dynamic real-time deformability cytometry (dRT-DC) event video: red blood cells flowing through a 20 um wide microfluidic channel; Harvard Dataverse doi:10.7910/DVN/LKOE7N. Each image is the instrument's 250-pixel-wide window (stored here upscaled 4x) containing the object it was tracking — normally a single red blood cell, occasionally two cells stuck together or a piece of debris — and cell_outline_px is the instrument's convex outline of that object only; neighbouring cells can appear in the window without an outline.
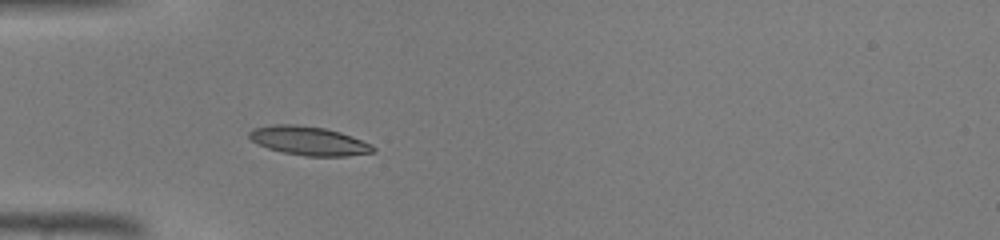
{"species": "common noctule bat (a hibernating species)", "species_latin": "Nyctalus noctula", "temperature_condition": "warm", "stored_images_in_passage": 32, "camera_frame_rate_fps": 3000, "um_per_image_px": 0.085, "animal": {"sex": "male", "body_mass_g": 19.0, "forearm_length_mm": 50.8}, "frame": {"image": 1, "passage_image": 1, "time_ms": 0.0, "image_size_px": [1000, 240], "cell_outline_px": [[376, 152], [348, 156], [308, 156], [284, 152], [268, 148], [252, 140], [248, 136], [248, 132], [252, 128], [276, 124], [296, 124], [324, 128], [340, 132], [372, 144], [376, 148]], "centroid_in_image_um": [26.27, 11.97], "position_along_channel_um": 58.7, "area_um2": 20.75}}
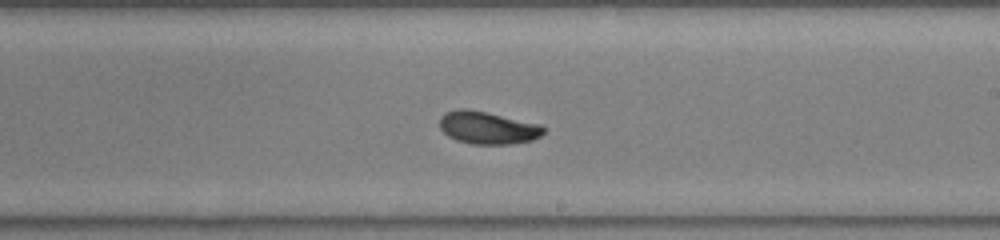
{"frame": {"image": 2, "passage_image": 14, "time_ms": 4.333, "image_size_px": [1000, 240], "cell_outline_px": [[544, 132], [540, 136], [532, 140], [512, 144], [472, 144], [456, 140], [448, 136], [440, 128], [440, 116], [444, 112], [460, 108], [464, 108], [484, 112], [540, 124], [544, 128]], "centroid_in_image_um": [41.42, 10.86], "position_along_channel_um": 247.6, "area_um2": 19.59}}
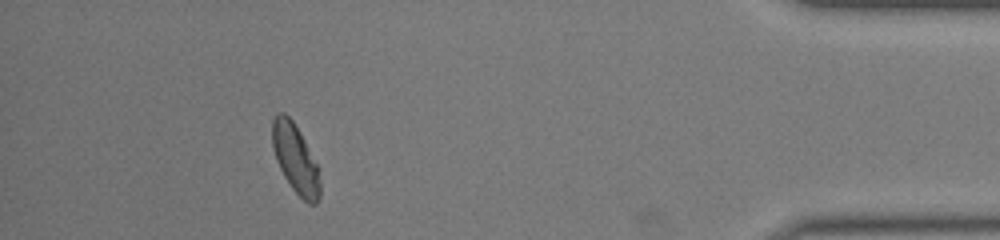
{"frame": {"image": 3, "passage_image": 28, "time_ms": 9.0, "image_size_px": [1000, 240], "cell_outline_px": [[320, 196], [316, 204], [308, 204], [292, 188], [284, 176], [276, 160], [272, 148], [272, 120], [276, 112], [284, 112], [292, 120], [300, 132], [316, 164], [320, 180]], "centroid_in_image_um": [25.08, 13.48], "position_along_channel_um": 410.1, "area_um2": 19.02}}